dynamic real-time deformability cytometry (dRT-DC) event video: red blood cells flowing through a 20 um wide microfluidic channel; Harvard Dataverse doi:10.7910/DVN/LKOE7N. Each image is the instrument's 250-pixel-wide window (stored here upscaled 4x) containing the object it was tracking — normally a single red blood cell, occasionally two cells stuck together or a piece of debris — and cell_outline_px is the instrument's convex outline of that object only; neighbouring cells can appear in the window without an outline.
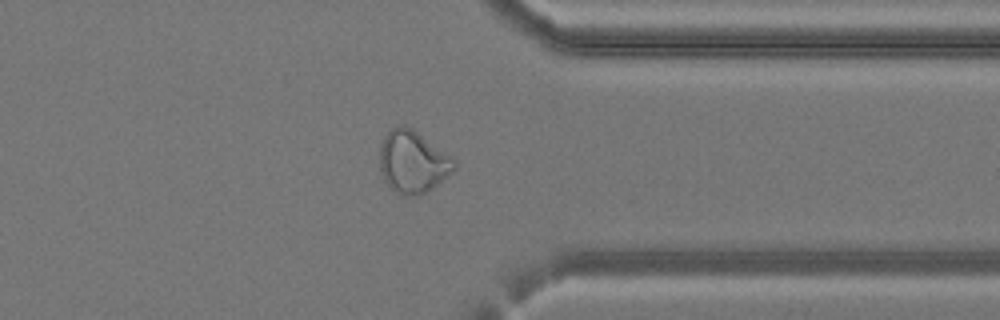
{"species": "common noctule bat (a hibernating species)", "species_latin": "Nyctalus noctula", "temperature_condition": "cold", "stored_images_in_passage": 28, "camera_frame_rate_fps": 3000, "um_per_image_px": 0.085, "animal": {"sex": "female", "body_mass_g": 24.6, "forearm_length_mm": 56.2}, "frame": {"image": 1, "passage_image": 20, "time_ms": 6.333, "image_size_px": [1000, 320], "cell_outline_px": [[456, 168], [452, 172], [432, 188], [416, 196], [400, 196], [388, 188], [380, 172], [380, 144], [384, 136], [392, 128], [400, 124], [404, 124], [412, 128], [452, 156], [456, 160]], "centroid_in_image_um": [35.06, 13.76], "position_along_channel_um": 376.3, "area_um2": 27.4}}